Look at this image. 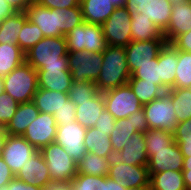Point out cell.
Instances as JSON below:
<instances>
[{
    "mask_svg": "<svg viewBox=\"0 0 191 190\" xmlns=\"http://www.w3.org/2000/svg\"><path fill=\"white\" fill-rule=\"evenodd\" d=\"M25 61L37 71L54 68L69 71L65 36L44 37L25 53Z\"/></svg>",
    "mask_w": 191,
    "mask_h": 190,
    "instance_id": "obj_1",
    "label": "cell"
},
{
    "mask_svg": "<svg viewBox=\"0 0 191 190\" xmlns=\"http://www.w3.org/2000/svg\"><path fill=\"white\" fill-rule=\"evenodd\" d=\"M101 72L95 84L100 92L127 84L131 77L125 47L106 45Z\"/></svg>",
    "mask_w": 191,
    "mask_h": 190,
    "instance_id": "obj_2",
    "label": "cell"
},
{
    "mask_svg": "<svg viewBox=\"0 0 191 190\" xmlns=\"http://www.w3.org/2000/svg\"><path fill=\"white\" fill-rule=\"evenodd\" d=\"M4 92L17 103L31 102L38 89L37 70L26 61L3 78Z\"/></svg>",
    "mask_w": 191,
    "mask_h": 190,
    "instance_id": "obj_3",
    "label": "cell"
},
{
    "mask_svg": "<svg viewBox=\"0 0 191 190\" xmlns=\"http://www.w3.org/2000/svg\"><path fill=\"white\" fill-rule=\"evenodd\" d=\"M68 51L103 53L106 42L101 25L83 22L65 35Z\"/></svg>",
    "mask_w": 191,
    "mask_h": 190,
    "instance_id": "obj_4",
    "label": "cell"
},
{
    "mask_svg": "<svg viewBox=\"0 0 191 190\" xmlns=\"http://www.w3.org/2000/svg\"><path fill=\"white\" fill-rule=\"evenodd\" d=\"M40 152L48 166L52 183L70 182L77 172V163L64 148L53 142L44 146Z\"/></svg>",
    "mask_w": 191,
    "mask_h": 190,
    "instance_id": "obj_5",
    "label": "cell"
},
{
    "mask_svg": "<svg viewBox=\"0 0 191 190\" xmlns=\"http://www.w3.org/2000/svg\"><path fill=\"white\" fill-rule=\"evenodd\" d=\"M103 93L105 109L117 120L124 119L142 109L138 98L128 84Z\"/></svg>",
    "mask_w": 191,
    "mask_h": 190,
    "instance_id": "obj_6",
    "label": "cell"
},
{
    "mask_svg": "<svg viewBox=\"0 0 191 190\" xmlns=\"http://www.w3.org/2000/svg\"><path fill=\"white\" fill-rule=\"evenodd\" d=\"M103 56L98 52L68 51V67L73 81L96 82L101 72Z\"/></svg>",
    "mask_w": 191,
    "mask_h": 190,
    "instance_id": "obj_7",
    "label": "cell"
},
{
    "mask_svg": "<svg viewBox=\"0 0 191 190\" xmlns=\"http://www.w3.org/2000/svg\"><path fill=\"white\" fill-rule=\"evenodd\" d=\"M149 129L174 132L178 124L171 98L164 93L161 97L142 106Z\"/></svg>",
    "mask_w": 191,
    "mask_h": 190,
    "instance_id": "obj_8",
    "label": "cell"
},
{
    "mask_svg": "<svg viewBox=\"0 0 191 190\" xmlns=\"http://www.w3.org/2000/svg\"><path fill=\"white\" fill-rule=\"evenodd\" d=\"M101 27L107 45L126 47L132 41L131 16L125 7L115 8Z\"/></svg>",
    "mask_w": 191,
    "mask_h": 190,
    "instance_id": "obj_9",
    "label": "cell"
},
{
    "mask_svg": "<svg viewBox=\"0 0 191 190\" xmlns=\"http://www.w3.org/2000/svg\"><path fill=\"white\" fill-rule=\"evenodd\" d=\"M109 166H118L121 163L127 165L147 166L148 154L146 151V143L144 133H135L120 151H113L107 157Z\"/></svg>",
    "mask_w": 191,
    "mask_h": 190,
    "instance_id": "obj_10",
    "label": "cell"
},
{
    "mask_svg": "<svg viewBox=\"0 0 191 190\" xmlns=\"http://www.w3.org/2000/svg\"><path fill=\"white\" fill-rule=\"evenodd\" d=\"M86 131L87 128L82 127L77 121L58 126L54 142L61 145L77 163L87 153L84 145Z\"/></svg>",
    "mask_w": 191,
    "mask_h": 190,
    "instance_id": "obj_11",
    "label": "cell"
},
{
    "mask_svg": "<svg viewBox=\"0 0 191 190\" xmlns=\"http://www.w3.org/2000/svg\"><path fill=\"white\" fill-rule=\"evenodd\" d=\"M38 151L23 136L8 135L1 158L16 175Z\"/></svg>",
    "mask_w": 191,
    "mask_h": 190,
    "instance_id": "obj_12",
    "label": "cell"
},
{
    "mask_svg": "<svg viewBox=\"0 0 191 190\" xmlns=\"http://www.w3.org/2000/svg\"><path fill=\"white\" fill-rule=\"evenodd\" d=\"M126 11L129 15L136 12L150 19L162 32L169 25L172 14V3L169 0H151L148 3H126Z\"/></svg>",
    "mask_w": 191,
    "mask_h": 190,
    "instance_id": "obj_13",
    "label": "cell"
},
{
    "mask_svg": "<svg viewBox=\"0 0 191 190\" xmlns=\"http://www.w3.org/2000/svg\"><path fill=\"white\" fill-rule=\"evenodd\" d=\"M57 127L53 114L40 112L28 126L23 137L40 151L44 146L55 141Z\"/></svg>",
    "mask_w": 191,
    "mask_h": 190,
    "instance_id": "obj_14",
    "label": "cell"
},
{
    "mask_svg": "<svg viewBox=\"0 0 191 190\" xmlns=\"http://www.w3.org/2000/svg\"><path fill=\"white\" fill-rule=\"evenodd\" d=\"M166 43L165 39L131 41L125 47L130 73L132 74L136 69L140 68L141 65H145L158 57Z\"/></svg>",
    "mask_w": 191,
    "mask_h": 190,
    "instance_id": "obj_15",
    "label": "cell"
},
{
    "mask_svg": "<svg viewBox=\"0 0 191 190\" xmlns=\"http://www.w3.org/2000/svg\"><path fill=\"white\" fill-rule=\"evenodd\" d=\"M183 165L184 157L178 144L174 141L167 149L153 150V155L148 160L147 168L150 177L152 174L168 170L182 171Z\"/></svg>",
    "mask_w": 191,
    "mask_h": 190,
    "instance_id": "obj_16",
    "label": "cell"
},
{
    "mask_svg": "<svg viewBox=\"0 0 191 190\" xmlns=\"http://www.w3.org/2000/svg\"><path fill=\"white\" fill-rule=\"evenodd\" d=\"M58 12L59 9L47 8L34 0L25 14L31 23L40 28L44 37H60L64 35L59 31Z\"/></svg>",
    "mask_w": 191,
    "mask_h": 190,
    "instance_id": "obj_17",
    "label": "cell"
},
{
    "mask_svg": "<svg viewBox=\"0 0 191 190\" xmlns=\"http://www.w3.org/2000/svg\"><path fill=\"white\" fill-rule=\"evenodd\" d=\"M15 178L26 184L46 188L52 182L50 172L40 151L33 155L22 169L15 175Z\"/></svg>",
    "mask_w": 191,
    "mask_h": 190,
    "instance_id": "obj_18",
    "label": "cell"
},
{
    "mask_svg": "<svg viewBox=\"0 0 191 190\" xmlns=\"http://www.w3.org/2000/svg\"><path fill=\"white\" fill-rule=\"evenodd\" d=\"M107 176L112 178L116 183H122L129 188L150 187L147 166L121 163L118 166H110Z\"/></svg>",
    "mask_w": 191,
    "mask_h": 190,
    "instance_id": "obj_19",
    "label": "cell"
},
{
    "mask_svg": "<svg viewBox=\"0 0 191 190\" xmlns=\"http://www.w3.org/2000/svg\"><path fill=\"white\" fill-rule=\"evenodd\" d=\"M191 30V1L172 5L169 25L163 32L167 43H171L177 36Z\"/></svg>",
    "mask_w": 191,
    "mask_h": 190,
    "instance_id": "obj_20",
    "label": "cell"
},
{
    "mask_svg": "<svg viewBox=\"0 0 191 190\" xmlns=\"http://www.w3.org/2000/svg\"><path fill=\"white\" fill-rule=\"evenodd\" d=\"M177 64L178 50L171 43H166L158 55L161 88L165 92L175 88Z\"/></svg>",
    "mask_w": 191,
    "mask_h": 190,
    "instance_id": "obj_21",
    "label": "cell"
},
{
    "mask_svg": "<svg viewBox=\"0 0 191 190\" xmlns=\"http://www.w3.org/2000/svg\"><path fill=\"white\" fill-rule=\"evenodd\" d=\"M40 111L31 101L19 104L15 115L4 127V130L11 136H23L28 126L38 117Z\"/></svg>",
    "mask_w": 191,
    "mask_h": 190,
    "instance_id": "obj_22",
    "label": "cell"
},
{
    "mask_svg": "<svg viewBox=\"0 0 191 190\" xmlns=\"http://www.w3.org/2000/svg\"><path fill=\"white\" fill-rule=\"evenodd\" d=\"M38 88L50 91L68 93L73 82L70 71H62V68L37 71Z\"/></svg>",
    "mask_w": 191,
    "mask_h": 190,
    "instance_id": "obj_23",
    "label": "cell"
},
{
    "mask_svg": "<svg viewBox=\"0 0 191 190\" xmlns=\"http://www.w3.org/2000/svg\"><path fill=\"white\" fill-rule=\"evenodd\" d=\"M105 110L103 93L76 105V121L84 128L95 127L101 113Z\"/></svg>",
    "mask_w": 191,
    "mask_h": 190,
    "instance_id": "obj_24",
    "label": "cell"
},
{
    "mask_svg": "<svg viewBox=\"0 0 191 190\" xmlns=\"http://www.w3.org/2000/svg\"><path fill=\"white\" fill-rule=\"evenodd\" d=\"M83 20L87 23L102 25L114 12L110 0H80Z\"/></svg>",
    "mask_w": 191,
    "mask_h": 190,
    "instance_id": "obj_25",
    "label": "cell"
},
{
    "mask_svg": "<svg viewBox=\"0 0 191 190\" xmlns=\"http://www.w3.org/2000/svg\"><path fill=\"white\" fill-rule=\"evenodd\" d=\"M69 100L68 93L38 88L32 102L37 109L46 114H54Z\"/></svg>",
    "mask_w": 191,
    "mask_h": 190,
    "instance_id": "obj_26",
    "label": "cell"
},
{
    "mask_svg": "<svg viewBox=\"0 0 191 190\" xmlns=\"http://www.w3.org/2000/svg\"><path fill=\"white\" fill-rule=\"evenodd\" d=\"M131 39L132 41H147L165 38L163 32L150 19L136 12L131 15Z\"/></svg>",
    "mask_w": 191,
    "mask_h": 190,
    "instance_id": "obj_27",
    "label": "cell"
},
{
    "mask_svg": "<svg viewBox=\"0 0 191 190\" xmlns=\"http://www.w3.org/2000/svg\"><path fill=\"white\" fill-rule=\"evenodd\" d=\"M84 145L87 152L103 158L113 152L110 136L95 127L87 128Z\"/></svg>",
    "mask_w": 191,
    "mask_h": 190,
    "instance_id": "obj_28",
    "label": "cell"
},
{
    "mask_svg": "<svg viewBox=\"0 0 191 190\" xmlns=\"http://www.w3.org/2000/svg\"><path fill=\"white\" fill-rule=\"evenodd\" d=\"M27 20L25 12H16L0 22V43L18 45V36Z\"/></svg>",
    "mask_w": 191,
    "mask_h": 190,
    "instance_id": "obj_29",
    "label": "cell"
},
{
    "mask_svg": "<svg viewBox=\"0 0 191 190\" xmlns=\"http://www.w3.org/2000/svg\"><path fill=\"white\" fill-rule=\"evenodd\" d=\"M149 186L150 190H186L183 172L173 170L152 174Z\"/></svg>",
    "mask_w": 191,
    "mask_h": 190,
    "instance_id": "obj_30",
    "label": "cell"
},
{
    "mask_svg": "<svg viewBox=\"0 0 191 190\" xmlns=\"http://www.w3.org/2000/svg\"><path fill=\"white\" fill-rule=\"evenodd\" d=\"M25 62V52L13 44L0 43V77L4 78Z\"/></svg>",
    "mask_w": 191,
    "mask_h": 190,
    "instance_id": "obj_31",
    "label": "cell"
},
{
    "mask_svg": "<svg viewBox=\"0 0 191 190\" xmlns=\"http://www.w3.org/2000/svg\"><path fill=\"white\" fill-rule=\"evenodd\" d=\"M172 100L178 123L191 118V88H172L165 92Z\"/></svg>",
    "mask_w": 191,
    "mask_h": 190,
    "instance_id": "obj_32",
    "label": "cell"
},
{
    "mask_svg": "<svg viewBox=\"0 0 191 190\" xmlns=\"http://www.w3.org/2000/svg\"><path fill=\"white\" fill-rule=\"evenodd\" d=\"M127 84L143 106L154 99L161 97L165 91L153 82H143L142 79L130 78Z\"/></svg>",
    "mask_w": 191,
    "mask_h": 190,
    "instance_id": "obj_33",
    "label": "cell"
},
{
    "mask_svg": "<svg viewBox=\"0 0 191 190\" xmlns=\"http://www.w3.org/2000/svg\"><path fill=\"white\" fill-rule=\"evenodd\" d=\"M109 168L107 158L89 152L77 162V172L90 176H107Z\"/></svg>",
    "mask_w": 191,
    "mask_h": 190,
    "instance_id": "obj_34",
    "label": "cell"
},
{
    "mask_svg": "<svg viewBox=\"0 0 191 190\" xmlns=\"http://www.w3.org/2000/svg\"><path fill=\"white\" fill-rule=\"evenodd\" d=\"M135 133L138 132L134 129L132 117L117 119L114 124V129L109 135L113 151H120L124 144H126L127 139H130Z\"/></svg>",
    "mask_w": 191,
    "mask_h": 190,
    "instance_id": "obj_35",
    "label": "cell"
},
{
    "mask_svg": "<svg viewBox=\"0 0 191 190\" xmlns=\"http://www.w3.org/2000/svg\"><path fill=\"white\" fill-rule=\"evenodd\" d=\"M144 140L150 158L153 150L167 149L174 142V135L171 131L163 129H149L144 133Z\"/></svg>",
    "mask_w": 191,
    "mask_h": 190,
    "instance_id": "obj_36",
    "label": "cell"
},
{
    "mask_svg": "<svg viewBox=\"0 0 191 190\" xmlns=\"http://www.w3.org/2000/svg\"><path fill=\"white\" fill-rule=\"evenodd\" d=\"M100 91L96 84L92 81H73L68 95L69 99L75 104L78 105L80 102L88 101L89 99L96 97Z\"/></svg>",
    "mask_w": 191,
    "mask_h": 190,
    "instance_id": "obj_37",
    "label": "cell"
},
{
    "mask_svg": "<svg viewBox=\"0 0 191 190\" xmlns=\"http://www.w3.org/2000/svg\"><path fill=\"white\" fill-rule=\"evenodd\" d=\"M69 184L71 190H108L107 176H90L77 173Z\"/></svg>",
    "mask_w": 191,
    "mask_h": 190,
    "instance_id": "obj_38",
    "label": "cell"
},
{
    "mask_svg": "<svg viewBox=\"0 0 191 190\" xmlns=\"http://www.w3.org/2000/svg\"><path fill=\"white\" fill-rule=\"evenodd\" d=\"M59 31L65 36L77 25L82 24L83 14L80 6L59 9Z\"/></svg>",
    "mask_w": 191,
    "mask_h": 190,
    "instance_id": "obj_39",
    "label": "cell"
},
{
    "mask_svg": "<svg viewBox=\"0 0 191 190\" xmlns=\"http://www.w3.org/2000/svg\"><path fill=\"white\" fill-rule=\"evenodd\" d=\"M175 88H191V52L178 51Z\"/></svg>",
    "mask_w": 191,
    "mask_h": 190,
    "instance_id": "obj_40",
    "label": "cell"
},
{
    "mask_svg": "<svg viewBox=\"0 0 191 190\" xmlns=\"http://www.w3.org/2000/svg\"><path fill=\"white\" fill-rule=\"evenodd\" d=\"M43 38L44 35L40 28L27 19L24 22L23 28L18 36V46L26 53Z\"/></svg>",
    "mask_w": 191,
    "mask_h": 190,
    "instance_id": "obj_41",
    "label": "cell"
},
{
    "mask_svg": "<svg viewBox=\"0 0 191 190\" xmlns=\"http://www.w3.org/2000/svg\"><path fill=\"white\" fill-rule=\"evenodd\" d=\"M173 135L174 141L178 144L183 157H191V118L179 122Z\"/></svg>",
    "mask_w": 191,
    "mask_h": 190,
    "instance_id": "obj_42",
    "label": "cell"
},
{
    "mask_svg": "<svg viewBox=\"0 0 191 190\" xmlns=\"http://www.w3.org/2000/svg\"><path fill=\"white\" fill-rule=\"evenodd\" d=\"M130 78L142 79L143 82H153L161 87L160 81V65H158V57L151 60V62L141 65L136 69Z\"/></svg>",
    "mask_w": 191,
    "mask_h": 190,
    "instance_id": "obj_43",
    "label": "cell"
},
{
    "mask_svg": "<svg viewBox=\"0 0 191 190\" xmlns=\"http://www.w3.org/2000/svg\"><path fill=\"white\" fill-rule=\"evenodd\" d=\"M19 103L10 95L0 94V127H5L15 115Z\"/></svg>",
    "mask_w": 191,
    "mask_h": 190,
    "instance_id": "obj_44",
    "label": "cell"
},
{
    "mask_svg": "<svg viewBox=\"0 0 191 190\" xmlns=\"http://www.w3.org/2000/svg\"><path fill=\"white\" fill-rule=\"evenodd\" d=\"M53 115L58 126L67 125L73 121H76V105L69 99L66 104Z\"/></svg>",
    "mask_w": 191,
    "mask_h": 190,
    "instance_id": "obj_45",
    "label": "cell"
},
{
    "mask_svg": "<svg viewBox=\"0 0 191 190\" xmlns=\"http://www.w3.org/2000/svg\"><path fill=\"white\" fill-rule=\"evenodd\" d=\"M115 121L116 119L105 109L96 122L95 128H98L105 132V134L110 135L114 129Z\"/></svg>",
    "mask_w": 191,
    "mask_h": 190,
    "instance_id": "obj_46",
    "label": "cell"
},
{
    "mask_svg": "<svg viewBox=\"0 0 191 190\" xmlns=\"http://www.w3.org/2000/svg\"><path fill=\"white\" fill-rule=\"evenodd\" d=\"M42 6L50 9H64L80 6V0H35Z\"/></svg>",
    "mask_w": 191,
    "mask_h": 190,
    "instance_id": "obj_47",
    "label": "cell"
},
{
    "mask_svg": "<svg viewBox=\"0 0 191 190\" xmlns=\"http://www.w3.org/2000/svg\"><path fill=\"white\" fill-rule=\"evenodd\" d=\"M171 44L178 51L191 52V30L189 32L183 33L177 36Z\"/></svg>",
    "mask_w": 191,
    "mask_h": 190,
    "instance_id": "obj_48",
    "label": "cell"
},
{
    "mask_svg": "<svg viewBox=\"0 0 191 190\" xmlns=\"http://www.w3.org/2000/svg\"><path fill=\"white\" fill-rule=\"evenodd\" d=\"M128 117H132V123L134 124V129L137 132L145 133L147 130H149L143 108L138 112H134Z\"/></svg>",
    "mask_w": 191,
    "mask_h": 190,
    "instance_id": "obj_49",
    "label": "cell"
},
{
    "mask_svg": "<svg viewBox=\"0 0 191 190\" xmlns=\"http://www.w3.org/2000/svg\"><path fill=\"white\" fill-rule=\"evenodd\" d=\"M14 178V173L11 171L5 161L0 158V188L8 185Z\"/></svg>",
    "mask_w": 191,
    "mask_h": 190,
    "instance_id": "obj_50",
    "label": "cell"
},
{
    "mask_svg": "<svg viewBox=\"0 0 191 190\" xmlns=\"http://www.w3.org/2000/svg\"><path fill=\"white\" fill-rule=\"evenodd\" d=\"M9 190H45V188H41L38 186H32L30 184H26L17 178L11 180L8 184Z\"/></svg>",
    "mask_w": 191,
    "mask_h": 190,
    "instance_id": "obj_51",
    "label": "cell"
},
{
    "mask_svg": "<svg viewBox=\"0 0 191 190\" xmlns=\"http://www.w3.org/2000/svg\"><path fill=\"white\" fill-rule=\"evenodd\" d=\"M16 12L17 11L6 0H0V22L14 15Z\"/></svg>",
    "mask_w": 191,
    "mask_h": 190,
    "instance_id": "obj_52",
    "label": "cell"
},
{
    "mask_svg": "<svg viewBox=\"0 0 191 190\" xmlns=\"http://www.w3.org/2000/svg\"><path fill=\"white\" fill-rule=\"evenodd\" d=\"M17 12H25L34 0H6Z\"/></svg>",
    "mask_w": 191,
    "mask_h": 190,
    "instance_id": "obj_53",
    "label": "cell"
},
{
    "mask_svg": "<svg viewBox=\"0 0 191 190\" xmlns=\"http://www.w3.org/2000/svg\"><path fill=\"white\" fill-rule=\"evenodd\" d=\"M45 190H71V185L69 182L51 183L45 188Z\"/></svg>",
    "mask_w": 191,
    "mask_h": 190,
    "instance_id": "obj_54",
    "label": "cell"
},
{
    "mask_svg": "<svg viewBox=\"0 0 191 190\" xmlns=\"http://www.w3.org/2000/svg\"><path fill=\"white\" fill-rule=\"evenodd\" d=\"M108 190H125L126 185L122 183H116L112 178L107 176Z\"/></svg>",
    "mask_w": 191,
    "mask_h": 190,
    "instance_id": "obj_55",
    "label": "cell"
},
{
    "mask_svg": "<svg viewBox=\"0 0 191 190\" xmlns=\"http://www.w3.org/2000/svg\"><path fill=\"white\" fill-rule=\"evenodd\" d=\"M8 134L4 130V127H0V158L2 157V153L5 147L6 139Z\"/></svg>",
    "mask_w": 191,
    "mask_h": 190,
    "instance_id": "obj_56",
    "label": "cell"
},
{
    "mask_svg": "<svg viewBox=\"0 0 191 190\" xmlns=\"http://www.w3.org/2000/svg\"><path fill=\"white\" fill-rule=\"evenodd\" d=\"M186 190H191V171H182Z\"/></svg>",
    "mask_w": 191,
    "mask_h": 190,
    "instance_id": "obj_57",
    "label": "cell"
},
{
    "mask_svg": "<svg viewBox=\"0 0 191 190\" xmlns=\"http://www.w3.org/2000/svg\"><path fill=\"white\" fill-rule=\"evenodd\" d=\"M111 4L115 7V8H123L126 6V0H110Z\"/></svg>",
    "mask_w": 191,
    "mask_h": 190,
    "instance_id": "obj_58",
    "label": "cell"
},
{
    "mask_svg": "<svg viewBox=\"0 0 191 190\" xmlns=\"http://www.w3.org/2000/svg\"><path fill=\"white\" fill-rule=\"evenodd\" d=\"M182 171H191V157L184 158V165Z\"/></svg>",
    "mask_w": 191,
    "mask_h": 190,
    "instance_id": "obj_59",
    "label": "cell"
},
{
    "mask_svg": "<svg viewBox=\"0 0 191 190\" xmlns=\"http://www.w3.org/2000/svg\"><path fill=\"white\" fill-rule=\"evenodd\" d=\"M151 0H126V3H148Z\"/></svg>",
    "mask_w": 191,
    "mask_h": 190,
    "instance_id": "obj_60",
    "label": "cell"
},
{
    "mask_svg": "<svg viewBox=\"0 0 191 190\" xmlns=\"http://www.w3.org/2000/svg\"><path fill=\"white\" fill-rule=\"evenodd\" d=\"M125 190H150V187H135V188L126 187Z\"/></svg>",
    "mask_w": 191,
    "mask_h": 190,
    "instance_id": "obj_61",
    "label": "cell"
},
{
    "mask_svg": "<svg viewBox=\"0 0 191 190\" xmlns=\"http://www.w3.org/2000/svg\"><path fill=\"white\" fill-rule=\"evenodd\" d=\"M4 92V82H3V78L0 77V94H2Z\"/></svg>",
    "mask_w": 191,
    "mask_h": 190,
    "instance_id": "obj_62",
    "label": "cell"
},
{
    "mask_svg": "<svg viewBox=\"0 0 191 190\" xmlns=\"http://www.w3.org/2000/svg\"><path fill=\"white\" fill-rule=\"evenodd\" d=\"M171 3H172V5L173 4H177V3H181V2H188V1H191V0H169Z\"/></svg>",
    "mask_w": 191,
    "mask_h": 190,
    "instance_id": "obj_63",
    "label": "cell"
},
{
    "mask_svg": "<svg viewBox=\"0 0 191 190\" xmlns=\"http://www.w3.org/2000/svg\"><path fill=\"white\" fill-rule=\"evenodd\" d=\"M0 190H9L8 189V185L4 186V187H1Z\"/></svg>",
    "mask_w": 191,
    "mask_h": 190,
    "instance_id": "obj_64",
    "label": "cell"
}]
</instances>
